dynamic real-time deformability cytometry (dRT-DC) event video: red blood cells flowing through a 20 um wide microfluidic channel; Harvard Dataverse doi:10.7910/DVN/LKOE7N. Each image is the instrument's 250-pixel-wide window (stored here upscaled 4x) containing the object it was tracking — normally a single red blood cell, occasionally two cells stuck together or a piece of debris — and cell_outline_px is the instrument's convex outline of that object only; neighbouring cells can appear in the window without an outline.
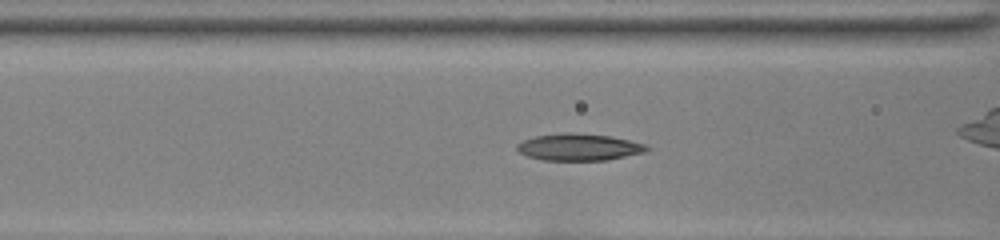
{"species": "common noctule bat (a hibernating species)", "species_latin": "Nyctalus noctula", "temperature_condition": "room temperature", "stored_images_in_passage": 47, "camera_frame_rate_fps": 3000, "um_per_image_px": 0.085, "animal": {"sex": "female", "body_mass_g": 22.0, "forearm_length_mm": 56.7}, "frame": {"image": 1, "passage_image": 25, "time_ms": 8.0, "image_size_px": [1000, 240], "cell_outline_px": [[648, 148], [644, 152], [608, 160], [544, 160], [528, 156], [520, 152], [516, 148], [516, 144], [524, 140], [536, 136], [564, 132], [576, 132], [608, 136], [648, 144]], "centroid_in_image_um": [49.2, 12.5], "position_along_channel_um": 117.4, "area_um2": 20.23}}
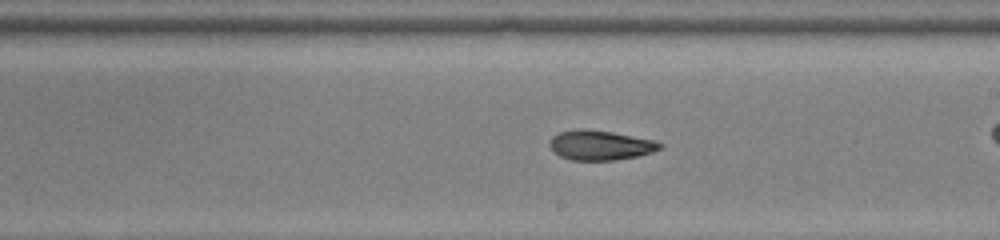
{"frame": {"image": 2, "passage_image": 34, "time_ms": 11.0, "image_size_px": [1000, 240], "cell_outline_px": [[664, 144], [660, 148], [652, 152], [636, 156], [612, 160], [572, 160], [560, 156], [548, 144], [552, 136], [560, 132], [580, 128], [584, 128], [612, 132], [652, 140]], "centroid_in_image_um": [50.99, 12.33], "position_along_channel_um": 238.0, "area_um2": 18.84}}
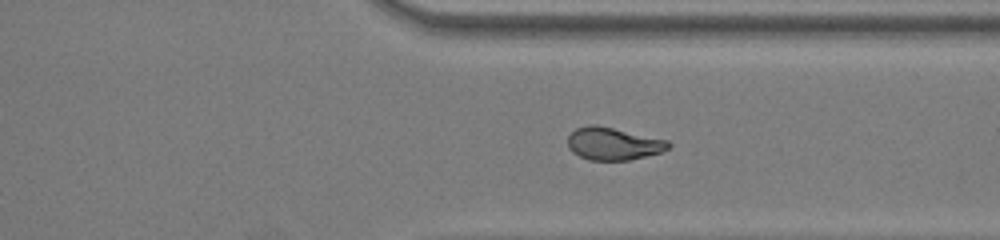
{"frame": {"image": 3, "passage_image": 43, "time_ms": 14.0, "image_size_px": [1000, 240], "cell_outline_px": [[672, 144], [668, 148], [660, 152], [628, 160], [588, 160], [572, 152], [568, 148], [568, 136], [576, 128], [588, 124], [596, 124], [668, 140]], "centroid_in_image_um": [52.1, 12.2], "position_along_channel_um": 359.3, "area_um2": 19.07}}